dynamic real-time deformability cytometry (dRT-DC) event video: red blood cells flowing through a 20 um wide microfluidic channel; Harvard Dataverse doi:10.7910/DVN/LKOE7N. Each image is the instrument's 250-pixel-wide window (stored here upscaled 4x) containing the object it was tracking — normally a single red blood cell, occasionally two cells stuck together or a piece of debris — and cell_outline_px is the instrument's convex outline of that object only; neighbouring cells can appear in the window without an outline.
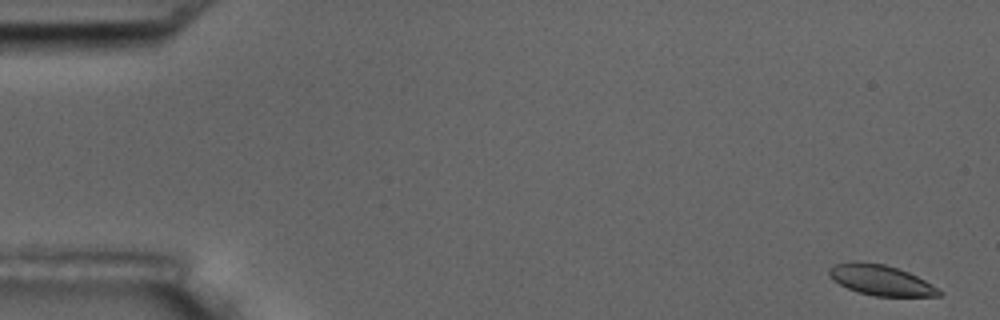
{"species": "common noctule bat (a hibernating species)", "species_latin": "Nyctalus noctula", "temperature_condition": "room temperature", "stored_images_in_passage": 6, "camera_frame_rate_fps": 3000, "um_per_image_px": 0.085, "animal": {"sex": "male", "body_mass_g": 17.5, "forearm_length_mm": 52.3}, "frame": {"image": 1, "passage_image": 1, "time_ms": 0.0, "image_size_px": [1000, 320], "cell_outline_px": [[944, 292], [940, 296], [872, 296], [848, 288], [832, 280], [828, 276], [828, 268], [836, 264], [852, 260], [856, 260], [884, 264], [908, 272], [924, 280]], "centroid_in_image_um": [74.83, 23.8], "position_along_channel_um": 10.2, "area_um2": 19.54}}
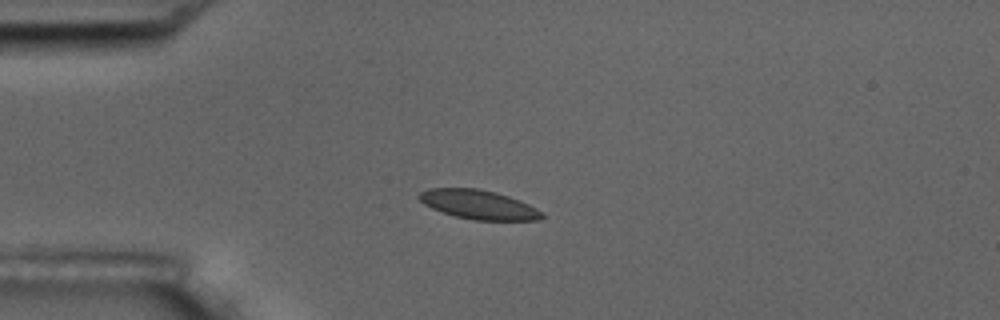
{"frame": {"image": 2, "passage_image": 4, "time_ms": 4.333, "image_size_px": [1000, 320], "cell_outline_px": [[544, 216], [540, 220], [472, 220], [456, 216], [432, 208], [424, 204], [416, 196], [420, 192], [428, 188], [480, 188], [496, 192], [520, 200], [536, 208]], "centroid_in_image_um": [40.66, 17.38], "position_along_channel_um": 44.3, "area_um2": 20.81}}